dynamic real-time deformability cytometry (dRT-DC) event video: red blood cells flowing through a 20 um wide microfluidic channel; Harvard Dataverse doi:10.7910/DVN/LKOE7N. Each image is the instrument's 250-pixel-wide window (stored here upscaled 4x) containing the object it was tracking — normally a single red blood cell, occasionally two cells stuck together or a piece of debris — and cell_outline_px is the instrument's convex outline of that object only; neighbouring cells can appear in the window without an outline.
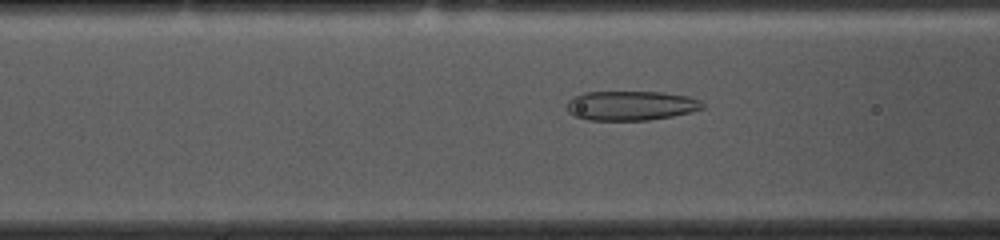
{"species": "common noctule bat (a hibernating species)", "species_latin": "Nyctalus noctula", "temperature_condition": "cold", "stored_images_in_passage": 52, "camera_frame_rate_fps": 3000, "um_per_image_px": 0.085, "animal": {"sex": "female", "body_mass_g": 10.0, "forearm_length_mm": 53.1}, "frame": {"image": 1, "passage_image": 18, "time_ms": 5.667, "image_size_px": [1000, 240], "cell_outline_px": [[704, 108], [692, 112], [672, 116], [648, 120], [588, 120], [576, 116], [568, 112], [568, 100], [572, 96], [588, 92], [664, 92], [688, 96], [700, 100], [704, 104]], "centroid_in_image_um": [53.65, 8.97], "position_along_channel_um": 112.9, "area_um2": 23.35}}
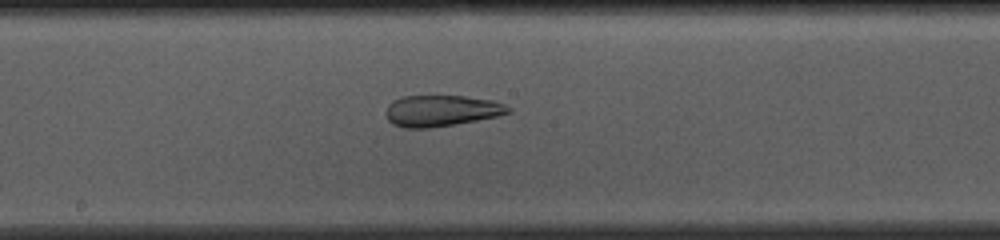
{"frame": {"image": 2, "passage_image": 26, "time_ms": 8.333, "image_size_px": [1000, 240], "cell_outline_px": [[512, 112], [496, 116], [476, 120], [432, 128], [404, 128], [392, 124], [388, 120], [384, 112], [388, 104], [392, 100], [404, 96], [464, 96], [492, 100], [504, 104], [512, 108]], "centroid_in_image_um": [37.48, 9.41], "position_along_channel_um": 210.7, "area_um2": 22.37}}
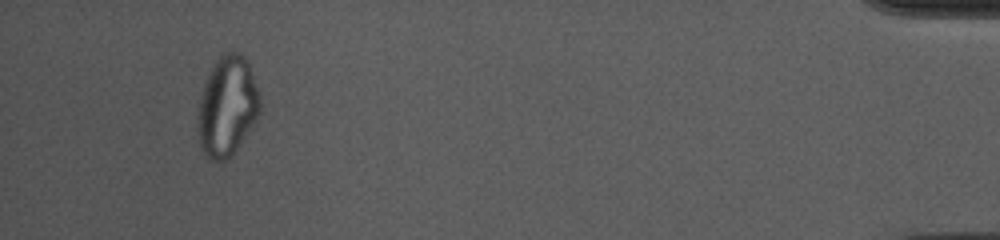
{"frame": {"image": 3, "passage_image": 49, "time_ms": 16.0, "image_size_px": [1000, 240], "cell_outline_px": [[260, 112], [256, 120], [236, 148], [224, 160], [212, 160], [200, 148], [196, 124], [196, 116], [200, 96], [204, 84], [216, 60], [224, 52], [240, 52], [248, 60], [260, 92]], "centroid_in_image_um": [19.31, 8.99], "position_along_channel_um": 415.9, "area_um2": 36.24}, "authors_computed_cell_mechanics": {"area_um2": 29.3046, "velocity_mm_per_s": 3.6528, "shape_relaxation_time_tau1_ms": null, "shape_relaxation_time_tau2_ms": 1.9853, "deformation_change_tau1": null, "deformation_change_tau2": 0.0951}}